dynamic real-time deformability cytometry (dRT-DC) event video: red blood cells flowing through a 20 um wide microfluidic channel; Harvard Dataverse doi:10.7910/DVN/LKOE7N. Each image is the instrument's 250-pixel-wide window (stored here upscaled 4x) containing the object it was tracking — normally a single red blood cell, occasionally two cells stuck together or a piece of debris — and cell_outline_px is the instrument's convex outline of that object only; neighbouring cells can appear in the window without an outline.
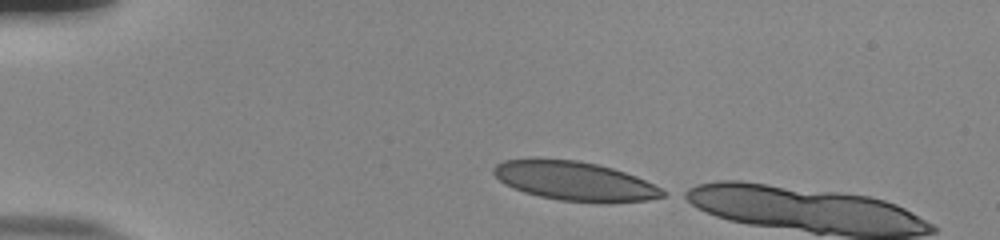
{"species": "human", "species_latin": "Homo sapiens", "temperature_condition": "room temperature", "stored_images_in_passage": 5, "camera_frame_rate_fps": 3000, "um_per_image_px": 0.085, "donor": {"sex": "male"}, "frame": {"image": 1, "passage_image": 1, "time_ms": 0.0, "image_size_px": [1000, 240], "cell_outline_px": [[668, 192], [664, 196], [648, 200], [608, 204], [600, 204], [560, 200], [540, 196], [524, 192], [512, 188], [504, 184], [492, 172], [492, 168], [496, 164], [504, 160], [528, 156], [536, 156], [576, 160], [596, 164], [612, 168], [636, 176]], "centroid_in_image_um": [48.79, 15.37], "position_along_channel_um": 36.2, "area_um2": 39.54}}